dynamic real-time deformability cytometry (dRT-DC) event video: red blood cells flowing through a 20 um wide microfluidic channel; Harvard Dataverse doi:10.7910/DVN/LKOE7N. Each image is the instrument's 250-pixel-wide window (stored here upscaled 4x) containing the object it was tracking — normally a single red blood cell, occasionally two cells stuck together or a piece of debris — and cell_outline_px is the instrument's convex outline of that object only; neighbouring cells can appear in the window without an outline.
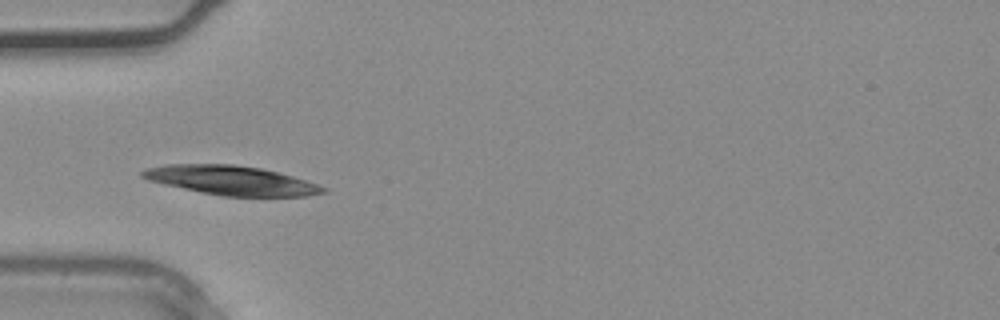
{"species": "common noctule bat (a hibernating species)", "species_latin": "Nyctalus noctula", "temperature_condition": "warm", "stored_images_in_passage": 8, "camera_frame_rate_fps": 3000, "um_per_image_px": 0.085, "animal": {"sex": "male", "body_mass_g": 20.4}, "frame": {"image": 1, "passage_image": 2, "time_ms": 0.333, "image_size_px": [1000, 320], "cell_outline_px": [[328, 192], [304, 196], [224, 196], [200, 192], [164, 184], [148, 180], [140, 176], [140, 172], [144, 168], [164, 164], [232, 164], [260, 168], [292, 176], [328, 188]], "centroid_in_image_um": [19.61, 15.33], "position_along_channel_um": 65.4, "area_um2": 30.63}}
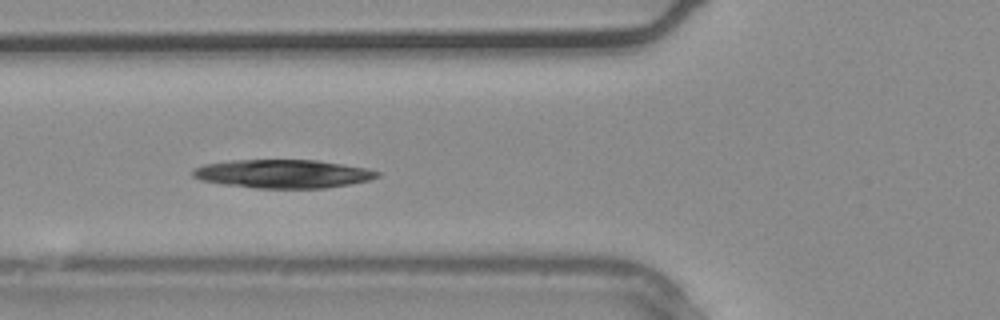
{"frame": {"image": 2, "passage_image": 4, "time_ms": 1.0, "image_size_px": [1000, 320], "cell_outline_px": [[380, 176], [368, 180], [348, 184], [324, 188], [256, 188], [224, 184], [204, 180], [192, 176], [192, 172], [196, 168], [204, 164], [232, 160], [316, 160], [368, 168], [380, 172]], "centroid_in_image_um": [24.08, 14.77], "position_along_channel_um": 101.7, "area_um2": 30.35}}